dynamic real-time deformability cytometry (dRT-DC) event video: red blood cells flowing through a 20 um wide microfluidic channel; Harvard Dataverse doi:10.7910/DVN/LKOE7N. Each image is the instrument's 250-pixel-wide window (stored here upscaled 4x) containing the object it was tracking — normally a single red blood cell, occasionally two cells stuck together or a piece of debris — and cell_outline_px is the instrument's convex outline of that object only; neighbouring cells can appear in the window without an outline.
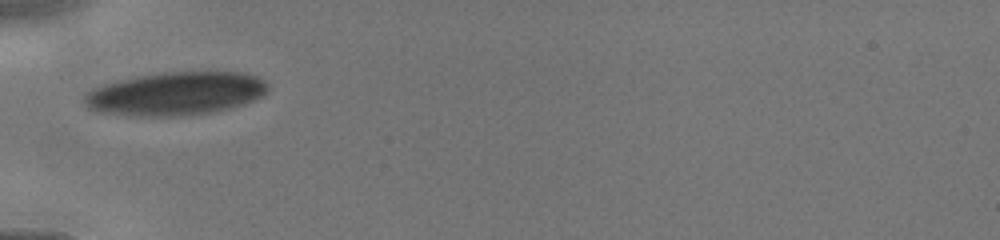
{"species": "human", "species_latin": "Homo sapiens", "temperature_condition": "cold", "stored_images_in_passage": 2, "camera_frame_rate_fps": 3000, "um_per_image_px": 0.085, "donor": {"sex": "male"}, "frame": {"image": 1, "passage_image": 1, "time_ms": 0.0, "image_size_px": [1000, 240], "cell_outline_px": [[268, 88], [260, 96], [244, 104], [232, 108], [212, 112], [184, 116], [132, 116], [100, 112], [88, 108], [84, 104], [84, 92], [100, 84], [136, 76], [164, 72], [244, 72], [256, 76], [264, 80], [268, 84]], "centroid_in_image_um": [14.88, 7.96], "position_along_channel_um": 70.1, "area_um2": 46.7}}